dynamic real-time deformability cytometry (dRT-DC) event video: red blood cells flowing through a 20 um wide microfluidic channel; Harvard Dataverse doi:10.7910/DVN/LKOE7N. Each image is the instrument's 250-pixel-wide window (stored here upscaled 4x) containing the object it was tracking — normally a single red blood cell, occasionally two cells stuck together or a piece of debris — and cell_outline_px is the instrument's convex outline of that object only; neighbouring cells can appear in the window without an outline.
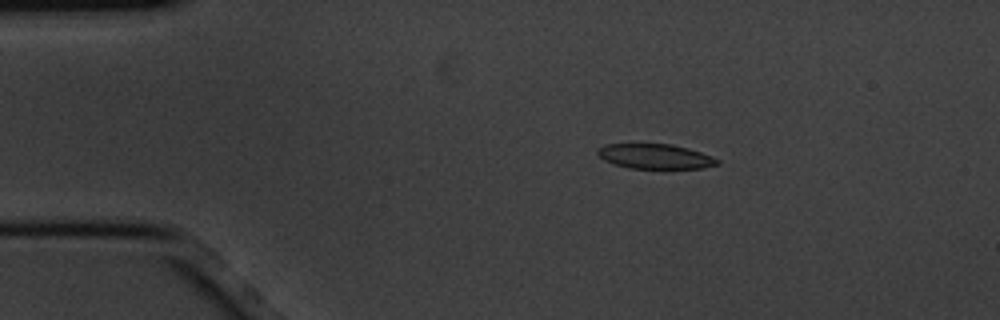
{"species": "common noctule bat (a hibernating species)", "species_latin": "Nyctalus noctula", "temperature_condition": "cold", "stored_images_in_passage": 5, "camera_frame_rate_fps": 3000, "um_per_image_px": 0.085, "animal": {"sex": "male", "body_mass_g": 20.1, "forearm_length_mm": 53.5}, "frame": {"image": 1, "passage_image": 2, "time_ms": 0.333, "image_size_px": [1000, 320], "cell_outline_px": [[720, 164], [704, 168], [628, 168], [604, 160], [596, 152], [596, 148], [608, 144], [672, 144], [688, 148], [712, 156], [720, 160]], "centroid_in_image_um": [55.71, 13.29], "position_along_channel_um": 29.3, "area_um2": 17.28}}
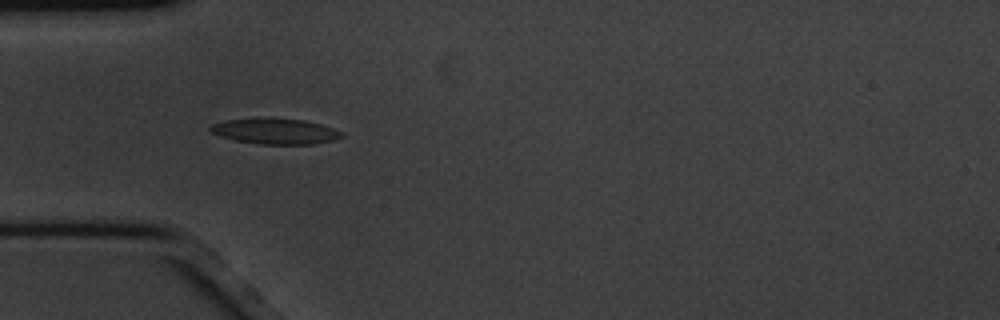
{"frame": {"image": 2, "passage_image": 4, "time_ms": 1.0, "image_size_px": [1000, 320], "cell_outline_px": [[344, 136], [332, 140], [312, 144], [260, 144], [236, 140], [220, 136], [212, 132], [208, 128], [212, 124], [224, 120], [256, 116], [272, 116], [304, 120], [320, 124], [344, 132]], "centroid_in_image_um": [23.36, 11.11], "position_along_channel_um": 61.6, "area_um2": 20.17}}
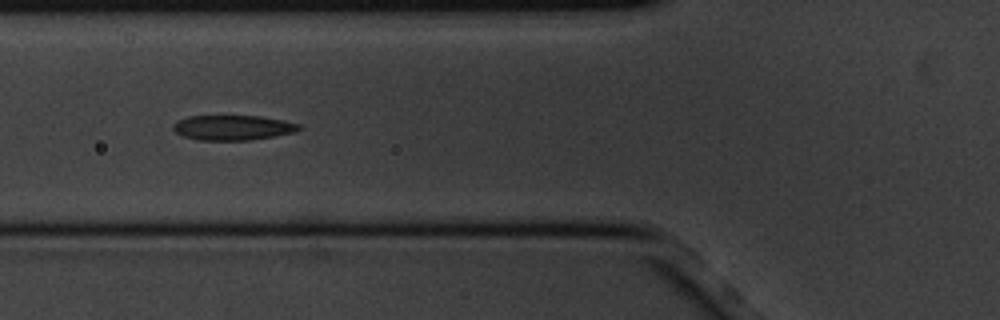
{"frame": {"image": 3, "passage_image": 5, "time_ms": 1.333, "image_size_px": [1000, 320], "cell_outline_px": [[300, 128], [292, 132], [252, 140], [200, 140], [184, 136], [176, 132], [172, 128], [172, 124], [176, 120], [188, 116], [260, 116], [284, 120], [300, 124]], "centroid_in_image_um": [19.74, 10.84], "position_along_channel_um": 106.1, "area_um2": 18.21}}